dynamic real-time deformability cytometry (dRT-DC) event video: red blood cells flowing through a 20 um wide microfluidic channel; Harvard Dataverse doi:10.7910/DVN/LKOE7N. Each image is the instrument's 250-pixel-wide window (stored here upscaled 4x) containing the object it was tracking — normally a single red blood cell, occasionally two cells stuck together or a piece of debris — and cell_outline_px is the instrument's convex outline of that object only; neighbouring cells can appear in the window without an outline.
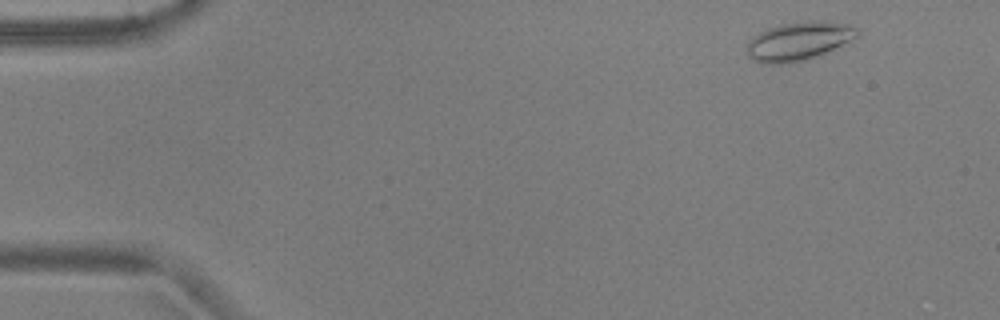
{"species": "common noctule bat (a hibernating species)", "species_latin": "Nyctalus noctula", "temperature_condition": "warm", "stored_images_in_passage": 18, "camera_frame_rate_fps": 3000, "um_per_image_px": 0.085, "animal": {"sex": "male", "body_mass_g": 17.9, "forearm_length_mm": 54.2}, "frame": {"image": 1, "passage_image": 3, "time_ms": 0.667, "image_size_px": [1000, 320], "cell_outline_px": [[860, 36], [852, 40], [824, 52], [804, 60], [780, 64], [764, 64], [752, 60], [748, 56], [748, 44], [752, 36], [768, 28], [784, 24], [812, 20], [824, 20], [852, 24], [860, 32]], "centroid_in_image_um": [67.92, 3.48], "position_along_channel_um": 17.1, "area_um2": 24.68}}